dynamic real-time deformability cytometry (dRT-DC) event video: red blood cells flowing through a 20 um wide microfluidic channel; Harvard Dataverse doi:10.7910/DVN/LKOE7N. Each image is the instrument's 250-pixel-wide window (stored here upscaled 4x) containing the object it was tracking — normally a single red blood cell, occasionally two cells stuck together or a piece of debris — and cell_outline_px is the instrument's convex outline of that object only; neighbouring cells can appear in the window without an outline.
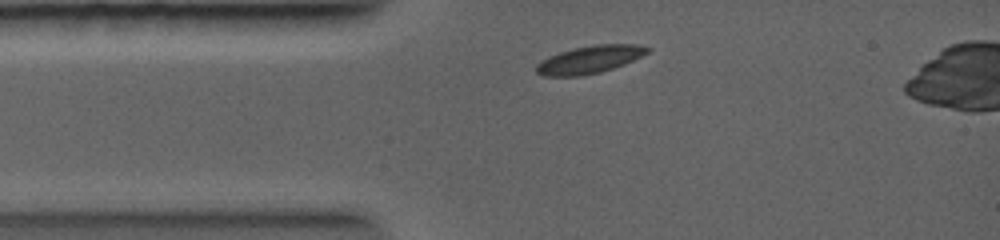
{"species": "common noctule bat (a hibernating species)", "species_latin": "Nyctalus noctula", "temperature_condition": "warm", "stored_images_in_passage": 2, "camera_frame_rate_fps": 5000, "um_per_image_px": 0.085, "animal": {"sex": "female", "body_mass_g": 19.0, "forearm_length_mm": 56.7}, "frame": {"image": 1, "passage_image": 1, "time_ms": 0.0, "image_size_px": [1000, 240], "cell_outline_px": [[652, 48], [648, 52], [624, 64], [600, 72], [580, 76], [544, 76], [536, 72], [536, 64], [548, 56], [572, 48], [596, 44], [640, 44]], "centroid_in_image_um": [50.11, 5.05], "position_along_channel_um": 34.9, "area_um2": 17.86}}
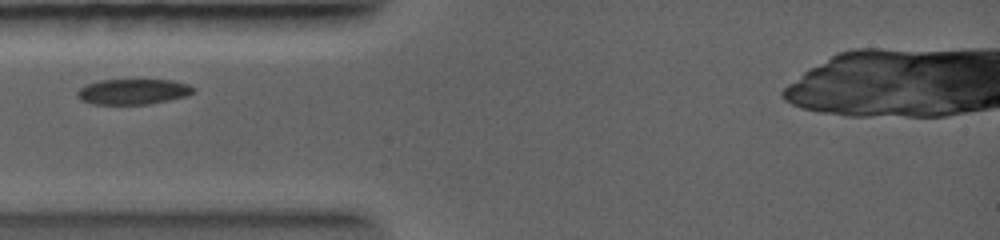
{"frame": {"image": 2, "passage_image": 2, "time_ms": 1.0, "image_size_px": [1000, 240], "cell_outline_px": [[196, 92], [184, 96], [168, 100], [148, 104], [92, 104], [80, 100], [76, 96], [76, 92], [80, 88], [88, 84], [100, 80], [172, 80], [188, 84], [196, 88]], "centroid_in_image_um": [11.31, 7.79], "position_along_channel_um": 73.7, "area_um2": 17.22}}